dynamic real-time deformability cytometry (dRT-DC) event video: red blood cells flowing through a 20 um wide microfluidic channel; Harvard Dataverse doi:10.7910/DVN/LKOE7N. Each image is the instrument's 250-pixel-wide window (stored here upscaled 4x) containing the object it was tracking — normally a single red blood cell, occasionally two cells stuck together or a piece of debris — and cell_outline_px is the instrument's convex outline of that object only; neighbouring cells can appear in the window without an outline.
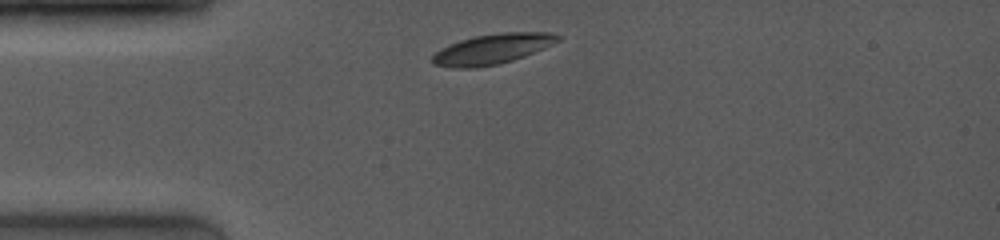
{"species": "common noctule bat (a hibernating species)", "species_latin": "Nyctalus noctula", "temperature_condition": "room temperature", "stored_images_in_passage": 5, "camera_frame_rate_fps": 4000, "um_per_image_px": 0.085, "animal": {"sex": "female", "body_mass_g": 19.0, "forearm_length_mm": 53.3}, "frame": {"image": 1, "passage_image": 1, "time_ms": 0.0, "image_size_px": [1000, 240], "cell_outline_px": [[560, 40], [544, 48], [524, 56], [500, 64], [476, 68], [452, 68], [432, 64], [432, 56], [440, 48], [448, 44], [460, 40], [476, 36], [500, 32], [552, 32], [560, 36]], "centroid_in_image_um": [41.82, 4.17], "position_along_channel_um": 43.2, "area_um2": 22.2}}